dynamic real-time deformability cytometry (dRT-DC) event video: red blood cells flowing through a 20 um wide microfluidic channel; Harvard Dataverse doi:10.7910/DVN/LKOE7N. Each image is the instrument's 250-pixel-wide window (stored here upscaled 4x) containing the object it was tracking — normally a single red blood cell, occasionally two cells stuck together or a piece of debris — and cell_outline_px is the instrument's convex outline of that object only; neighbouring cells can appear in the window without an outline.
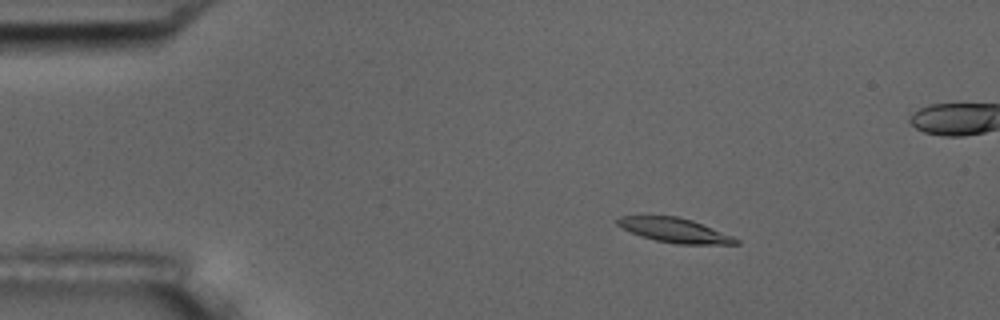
{"species": "common noctule bat (a hibernating species)", "species_latin": "Nyctalus noctula", "temperature_condition": "room temperature", "stored_images_in_passage": 5, "camera_frame_rate_fps": 3000, "um_per_image_px": 0.085, "animal": {"sex": "male", "body_mass_g": 17.5, "forearm_length_mm": 52.3}, "frame": {"image": 1, "passage_image": 3, "time_ms": 2.333, "image_size_px": [1000, 320], "cell_outline_px": [[740, 244], [676, 244], [656, 240], [640, 236], [616, 224], [616, 220], [620, 216], [676, 216], [692, 220], [732, 236], [740, 240]], "centroid_in_image_um": [57.35, 19.58], "position_along_channel_um": 27.6, "area_um2": 16.65}}